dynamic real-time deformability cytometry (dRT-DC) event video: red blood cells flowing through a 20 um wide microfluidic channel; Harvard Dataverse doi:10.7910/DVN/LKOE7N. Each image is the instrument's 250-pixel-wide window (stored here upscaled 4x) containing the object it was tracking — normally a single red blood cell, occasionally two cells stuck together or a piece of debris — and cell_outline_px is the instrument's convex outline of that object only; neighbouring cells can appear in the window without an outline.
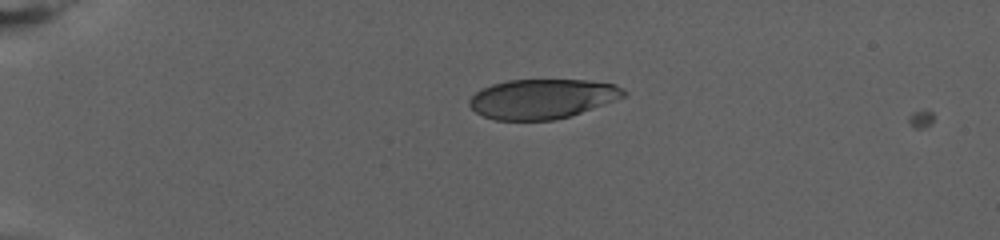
{"species": "human", "species_latin": "Homo sapiens", "temperature_condition": "warm", "stored_images_in_passage": 5, "camera_frame_rate_fps": 3000, "um_per_image_px": 0.085, "donor": {"sex": "female"}, "frame": {"image": 1, "passage_image": 1, "time_ms": 0.0, "image_size_px": [1000, 240], "cell_outline_px": [[628, 92], [624, 96], [572, 116], [552, 120], [496, 120], [484, 116], [476, 112], [468, 104], [468, 100], [480, 88], [492, 84], [508, 80], [584, 80], [616, 84], [624, 88]], "centroid_in_image_um": [46.08, 8.39], "position_along_channel_um": 38.9, "area_um2": 35.66}}